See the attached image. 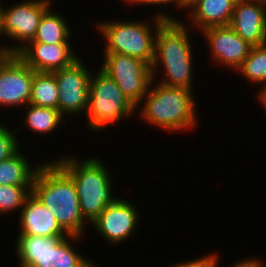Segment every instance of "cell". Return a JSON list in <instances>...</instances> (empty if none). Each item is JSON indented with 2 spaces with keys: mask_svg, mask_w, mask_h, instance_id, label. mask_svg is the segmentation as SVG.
<instances>
[{
  "mask_svg": "<svg viewBox=\"0 0 266 267\" xmlns=\"http://www.w3.org/2000/svg\"><path fill=\"white\" fill-rule=\"evenodd\" d=\"M194 94L192 90L166 86L152 80L147 94L136 106L135 115L145 124L170 135L194 131L200 122L196 109L197 96Z\"/></svg>",
  "mask_w": 266,
  "mask_h": 267,
  "instance_id": "cell-1",
  "label": "cell"
},
{
  "mask_svg": "<svg viewBox=\"0 0 266 267\" xmlns=\"http://www.w3.org/2000/svg\"><path fill=\"white\" fill-rule=\"evenodd\" d=\"M52 160L47 158L39 167L33 180L32 193L68 235L85 238L89 233L86 228L89 224L82 216L73 179Z\"/></svg>",
  "mask_w": 266,
  "mask_h": 267,
  "instance_id": "cell-2",
  "label": "cell"
},
{
  "mask_svg": "<svg viewBox=\"0 0 266 267\" xmlns=\"http://www.w3.org/2000/svg\"><path fill=\"white\" fill-rule=\"evenodd\" d=\"M55 158L54 161L73 179L82 216L91 225L106 206L112 204L120 195L117 190L116 194L114 193L116 184L112 175L115 174L96 155L81 159L76 153L73 156L70 152Z\"/></svg>",
  "mask_w": 266,
  "mask_h": 267,
  "instance_id": "cell-3",
  "label": "cell"
},
{
  "mask_svg": "<svg viewBox=\"0 0 266 267\" xmlns=\"http://www.w3.org/2000/svg\"><path fill=\"white\" fill-rule=\"evenodd\" d=\"M146 19L98 20L93 27L98 35L103 37L105 44L102 46L103 52L100 51V53L132 56L152 65L156 35L165 20L155 17L153 14L148 15Z\"/></svg>",
  "mask_w": 266,
  "mask_h": 267,
  "instance_id": "cell-4",
  "label": "cell"
},
{
  "mask_svg": "<svg viewBox=\"0 0 266 267\" xmlns=\"http://www.w3.org/2000/svg\"><path fill=\"white\" fill-rule=\"evenodd\" d=\"M84 237H42L17 235L15 257L18 267H98L79 250ZM76 246V247H75Z\"/></svg>",
  "mask_w": 266,
  "mask_h": 267,
  "instance_id": "cell-5",
  "label": "cell"
},
{
  "mask_svg": "<svg viewBox=\"0 0 266 267\" xmlns=\"http://www.w3.org/2000/svg\"><path fill=\"white\" fill-rule=\"evenodd\" d=\"M97 69L90 78L88 107L84 115L85 128L93 134L105 132L104 128L130 120L136 114V107L116 82L100 68Z\"/></svg>",
  "mask_w": 266,
  "mask_h": 267,
  "instance_id": "cell-6",
  "label": "cell"
},
{
  "mask_svg": "<svg viewBox=\"0 0 266 267\" xmlns=\"http://www.w3.org/2000/svg\"><path fill=\"white\" fill-rule=\"evenodd\" d=\"M52 5L53 0H21L10 5L0 0L2 34L13 54L35 38L43 14Z\"/></svg>",
  "mask_w": 266,
  "mask_h": 267,
  "instance_id": "cell-7",
  "label": "cell"
},
{
  "mask_svg": "<svg viewBox=\"0 0 266 267\" xmlns=\"http://www.w3.org/2000/svg\"><path fill=\"white\" fill-rule=\"evenodd\" d=\"M103 60L98 65L120 87L127 99L136 107L147 94L152 82L151 65L132 56L100 53Z\"/></svg>",
  "mask_w": 266,
  "mask_h": 267,
  "instance_id": "cell-8",
  "label": "cell"
},
{
  "mask_svg": "<svg viewBox=\"0 0 266 267\" xmlns=\"http://www.w3.org/2000/svg\"><path fill=\"white\" fill-rule=\"evenodd\" d=\"M82 59L81 55L71 65L52 72L59 89L58 109L66 120L68 117L81 118L87 111L93 69L87 66L86 58Z\"/></svg>",
  "mask_w": 266,
  "mask_h": 267,
  "instance_id": "cell-9",
  "label": "cell"
},
{
  "mask_svg": "<svg viewBox=\"0 0 266 267\" xmlns=\"http://www.w3.org/2000/svg\"><path fill=\"white\" fill-rule=\"evenodd\" d=\"M138 205L128 198L119 196L112 204H108L105 210L91 223L94 233L109 246H119L138 234L137 227L141 224L142 217Z\"/></svg>",
  "mask_w": 266,
  "mask_h": 267,
  "instance_id": "cell-10",
  "label": "cell"
},
{
  "mask_svg": "<svg viewBox=\"0 0 266 267\" xmlns=\"http://www.w3.org/2000/svg\"><path fill=\"white\" fill-rule=\"evenodd\" d=\"M33 77L34 70L17 54L0 60V109L17 108L22 113L31 99Z\"/></svg>",
  "mask_w": 266,
  "mask_h": 267,
  "instance_id": "cell-11",
  "label": "cell"
},
{
  "mask_svg": "<svg viewBox=\"0 0 266 267\" xmlns=\"http://www.w3.org/2000/svg\"><path fill=\"white\" fill-rule=\"evenodd\" d=\"M207 45V53L212 65L235 71L249 55L252 45L243 40L230 26L209 27L199 33ZM209 49V50H208Z\"/></svg>",
  "mask_w": 266,
  "mask_h": 267,
  "instance_id": "cell-12",
  "label": "cell"
},
{
  "mask_svg": "<svg viewBox=\"0 0 266 267\" xmlns=\"http://www.w3.org/2000/svg\"><path fill=\"white\" fill-rule=\"evenodd\" d=\"M192 30L183 21H165L156 35L152 64H177L195 61L194 55L197 53H194Z\"/></svg>",
  "mask_w": 266,
  "mask_h": 267,
  "instance_id": "cell-13",
  "label": "cell"
},
{
  "mask_svg": "<svg viewBox=\"0 0 266 267\" xmlns=\"http://www.w3.org/2000/svg\"><path fill=\"white\" fill-rule=\"evenodd\" d=\"M73 45L74 43L28 42L16 54L34 71L52 73L71 65L80 57Z\"/></svg>",
  "mask_w": 266,
  "mask_h": 267,
  "instance_id": "cell-14",
  "label": "cell"
},
{
  "mask_svg": "<svg viewBox=\"0 0 266 267\" xmlns=\"http://www.w3.org/2000/svg\"><path fill=\"white\" fill-rule=\"evenodd\" d=\"M229 26L252 46L266 44V2L236 0Z\"/></svg>",
  "mask_w": 266,
  "mask_h": 267,
  "instance_id": "cell-15",
  "label": "cell"
},
{
  "mask_svg": "<svg viewBox=\"0 0 266 267\" xmlns=\"http://www.w3.org/2000/svg\"><path fill=\"white\" fill-rule=\"evenodd\" d=\"M19 217V218H18ZM19 233L17 235H31L42 237H67L68 234L60 227L53 214L42 204L36 196L26 199L19 211Z\"/></svg>",
  "mask_w": 266,
  "mask_h": 267,
  "instance_id": "cell-16",
  "label": "cell"
},
{
  "mask_svg": "<svg viewBox=\"0 0 266 267\" xmlns=\"http://www.w3.org/2000/svg\"><path fill=\"white\" fill-rule=\"evenodd\" d=\"M235 2L236 0H194L185 14L186 20L182 21L196 32L195 36L197 30L200 33L209 27L229 26Z\"/></svg>",
  "mask_w": 266,
  "mask_h": 267,
  "instance_id": "cell-17",
  "label": "cell"
},
{
  "mask_svg": "<svg viewBox=\"0 0 266 267\" xmlns=\"http://www.w3.org/2000/svg\"><path fill=\"white\" fill-rule=\"evenodd\" d=\"M25 114L24 117L21 116L23 121L21 126L15 128L16 131H20L23 127V130L27 128L25 132L30 131L31 134H36L37 136L41 135L42 137L53 135L52 133L56 132L61 128L60 126H66L68 120H66L59 112V109L46 108L41 106H36L33 104H28L23 107ZM54 131V132H53Z\"/></svg>",
  "mask_w": 266,
  "mask_h": 267,
  "instance_id": "cell-18",
  "label": "cell"
},
{
  "mask_svg": "<svg viewBox=\"0 0 266 267\" xmlns=\"http://www.w3.org/2000/svg\"><path fill=\"white\" fill-rule=\"evenodd\" d=\"M22 151L0 162V185L33 186L34 177L45 159L33 164V158L29 159Z\"/></svg>",
  "mask_w": 266,
  "mask_h": 267,
  "instance_id": "cell-19",
  "label": "cell"
},
{
  "mask_svg": "<svg viewBox=\"0 0 266 267\" xmlns=\"http://www.w3.org/2000/svg\"><path fill=\"white\" fill-rule=\"evenodd\" d=\"M52 5L42 16L35 38L30 42H43L46 44L71 43L72 34L69 18L57 13Z\"/></svg>",
  "mask_w": 266,
  "mask_h": 267,
  "instance_id": "cell-20",
  "label": "cell"
},
{
  "mask_svg": "<svg viewBox=\"0 0 266 267\" xmlns=\"http://www.w3.org/2000/svg\"><path fill=\"white\" fill-rule=\"evenodd\" d=\"M195 63V61H185V63L177 64H152V79L166 86L180 87L194 91V89H197L194 88V79L197 76L195 69H193V67H196L193 65Z\"/></svg>",
  "mask_w": 266,
  "mask_h": 267,
  "instance_id": "cell-21",
  "label": "cell"
},
{
  "mask_svg": "<svg viewBox=\"0 0 266 267\" xmlns=\"http://www.w3.org/2000/svg\"><path fill=\"white\" fill-rule=\"evenodd\" d=\"M58 93L59 89L53 73L34 71L29 104L58 109Z\"/></svg>",
  "mask_w": 266,
  "mask_h": 267,
  "instance_id": "cell-22",
  "label": "cell"
},
{
  "mask_svg": "<svg viewBox=\"0 0 266 267\" xmlns=\"http://www.w3.org/2000/svg\"><path fill=\"white\" fill-rule=\"evenodd\" d=\"M236 73L255 88L266 82V44L253 46Z\"/></svg>",
  "mask_w": 266,
  "mask_h": 267,
  "instance_id": "cell-23",
  "label": "cell"
},
{
  "mask_svg": "<svg viewBox=\"0 0 266 267\" xmlns=\"http://www.w3.org/2000/svg\"><path fill=\"white\" fill-rule=\"evenodd\" d=\"M31 193L32 186L0 185L1 219L2 217L5 218V216H12L15 212L19 214Z\"/></svg>",
  "mask_w": 266,
  "mask_h": 267,
  "instance_id": "cell-24",
  "label": "cell"
},
{
  "mask_svg": "<svg viewBox=\"0 0 266 267\" xmlns=\"http://www.w3.org/2000/svg\"><path fill=\"white\" fill-rule=\"evenodd\" d=\"M123 5H127L128 9L129 7L131 9L132 7L138 8L137 7L138 5L158 8V10H155L153 13L155 17H159L165 21H182L184 18L179 17L180 15L178 14L183 12L182 14H184L185 16V12L187 13V10L189 7V0H126L125 4ZM171 6H172V9L175 8V10H172V11H176L175 13L179 12L177 13L178 17L174 12L172 11L170 12V10L168 12L169 7ZM171 13H174V14H171Z\"/></svg>",
  "mask_w": 266,
  "mask_h": 267,
  "instance_id": "cell-25",
  "label": "cell"
},
{
  "mask_svg": "<svg viewBox=\"0 0 266 267\" xmlns=\"http://www.w3.org/2000/svg\"><path fill=\"white\" fill-rule=\"evenodd\" d=\"M7 126L0 121V162L11 158L24 146L21 139L18 140L20 137L16 129Z\"/></svg>",
  "mask_w": 266,
  "mask_h": 267,
  "instance_id": "cell-26",
  "label": "cell"
},
{
  "mask_svg": "<svg viewBox=\"0 0 266 267\" xmlns=\"http://www.w3.org/2000/svg\"><path fill=\"white\" fill-rule=\"evenodd\" d=\"M216 252V253H215ZM220 251L209 252L208 254H204V256H199L192 259L181 261L180 263L176 262L171 265V267H219L220 263ZM250 257L246 256L242 260H238L236 262L230 263L229 267H241ZM170 267V265L168 266ZM228 267V266H227Z\"/></svg>",
  "mask_w": 266,
  "mask_h": 267,
  "instance_id": "cell-27",
  "label": "cell"
},
{
  "mask_svg": "<svg viewBox=\"0 0 266 267\" xmlns=\"http://www.w3.org/2000/svg\"><path fill=\"white\" fill-rule=\"evenodd\" d=\"M3 38V39H1ZM4 37L2 34V24H1V11H0V60H5L6 58L10 57L13 53L9 50L7 43L4 41Z\"/></svg>",
  "mask_w": 266,
  "mask_h": 267,
  "instance_id": "cell-28",
  "label": "cell"
},
{
  "mask_svg": "<svg viewBox=\"0 0 266 267\" xmlns=\"http://www.w3.org/2000/svg\"><path fill=\"white\" fill-rule=\"evenodd\" d=\"M261 87V88H260ZM258 88V91H256L257 93H255V97L256 100H258V104H260V106L265 109L266 111V82H264L262 85H260ZM257 94V95H256ZM266 113V112H265Z\"/></svg>",
  "mask_w": 266,
  "mask_h": 267,
  "instance_id": "cell-29",
  "label": "cell"
},
{
  "mask_svg": "<svg viewBox=\"0 0 266 267\" xmlns=\"http://www.w3.org/2000/svg\"><path fill=\"white\" fill-rule=\"evenodd\" d=\"M257 256H253L250 258L241 266V267H266L265 261L262 260V258H256Z\"/></svg>",
  "mask_w": 266,
  "mask_h": 267,
  "instance_id": "cell-30",
  "label": "cell"
}]
</instances>
